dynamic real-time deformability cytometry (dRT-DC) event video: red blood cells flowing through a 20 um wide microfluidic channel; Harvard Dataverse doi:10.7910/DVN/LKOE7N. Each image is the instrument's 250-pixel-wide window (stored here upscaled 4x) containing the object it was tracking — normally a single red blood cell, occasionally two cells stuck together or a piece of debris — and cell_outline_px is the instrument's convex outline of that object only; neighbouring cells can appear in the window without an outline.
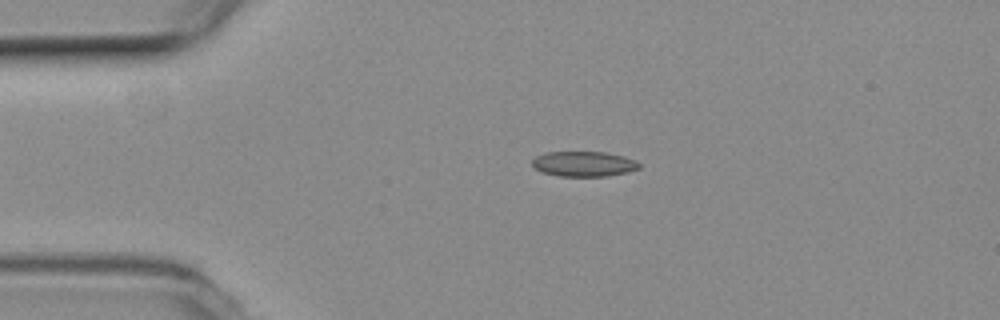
{"species": "common noctule bat (a hibernating species)", "species_latin": "Nyctalus noctula", "temperature_condition": "room temperature", "stored_images_in_passage": 53, "camera_frame_rate_fps": 3000, "um_per_image_px": 0.085, "animal": {"sex": "female", "body_mass_g": 19.3, "forearm_length_mm": 54.1}, "frame": {"image": 1, "passage_image": 11, "time_ms": 3.333, "image_size_px": [1000, 320], "cell_outline_px": [[640, 168], [628, 172], [608, 176], [560, 176], [544, 172], [536, 168], [532, 164], [532, 160], [536, 156], [548, 152], [604, 152], [624, 156], [636, 160], [640, 164]], "centroid_in_image_um": [49.67, 13.93], "position_along_channel_um": 35.3, "area_um2": 15.61}}
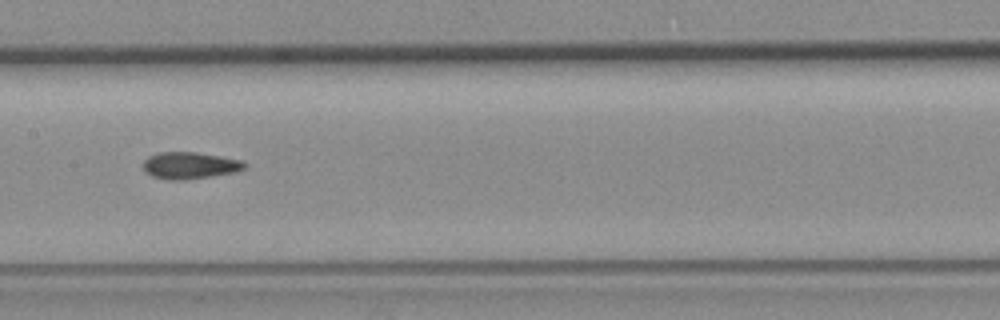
{"frame": {"image": 2, "passage_image": 26, "time_ms": 8.333, "image_size_px": [1000, 320], "cell_outline_px": [[248, 164], [244, 168], [236, 172], [212, 176], [184, 180], [168, 180], [152, 176], [144, 172], [144, 160], [148, 156], [160, 152], [196, 152], [220, 156], [240, 160]], "centroid_in_image_um": [16.12, 14.07], "position_along_channel_um": 191.3, "area_um2": 15.9}}
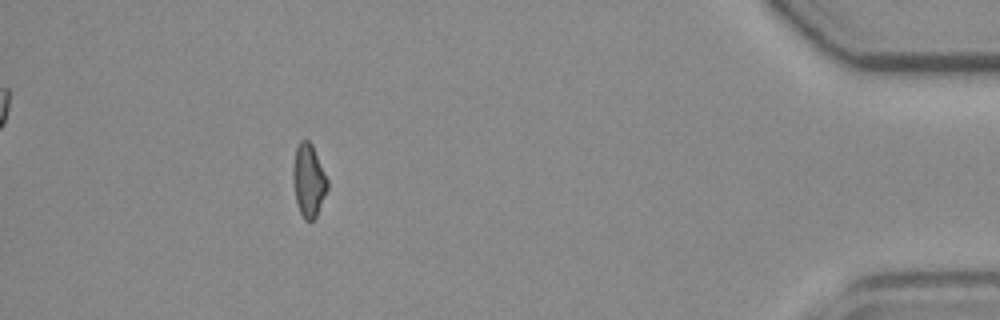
{"frame": {"image": 3, "passage_image": 48, "time_ms": 15.667, "image_size_px": [1000, 320], "cell_outline_px": [[328, 188], [316, 216], [312, 220], [304, 220], [300, 212], [296, 200], [292, 180], [292, 168], [296, 148], [300, 140], [308, 140], [312, 144], [328, 180]], "centroid_in_image_um": [26.22, 15.32], "position_along_channel_um": 409.0, "area_um2": 14.57}, "authors_computed_cell_mechanics": {"area_um2": 15.317, "velocity_mm_per_s": 3.802, "shape_relaxation_time_tau1_ms": null, "shape_relaxation_time_tau2_ms": 3.5106, "deformation_change_tau1": null, "deformation_change_tau2": 0.0983}}